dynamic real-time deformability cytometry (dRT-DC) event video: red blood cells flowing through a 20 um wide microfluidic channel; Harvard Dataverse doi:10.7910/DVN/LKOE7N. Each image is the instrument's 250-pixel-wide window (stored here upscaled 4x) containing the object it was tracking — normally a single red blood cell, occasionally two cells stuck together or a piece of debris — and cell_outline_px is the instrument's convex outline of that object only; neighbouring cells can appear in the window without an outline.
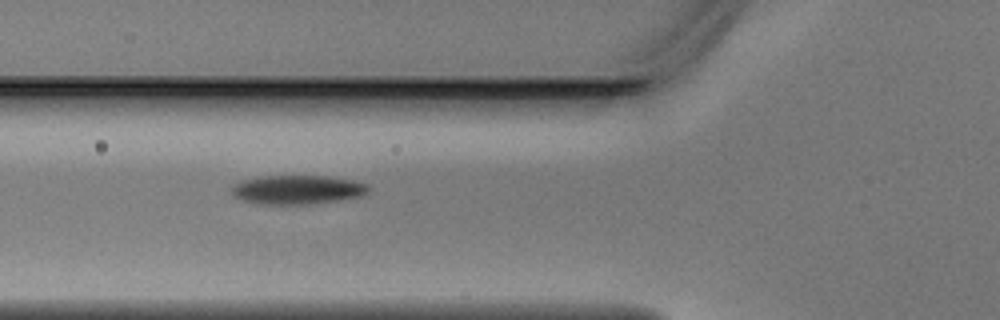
{"species": "Egyptian fruit bat (a non-hibernating species)", "species_latin": "Rousettus aegyptiacus", "temperature_condition": "warm", "stored_images_in_passage": 3, "camera_frame_rate_fps": 3000, "um_per_image_px": 0.085, "animal": {"sex": "male"}, "frame": {"image": 1, "passage_image": 3, "time_ms": 0.667, "image_size_px": [1000, 320], "cell_outline_px": [[368, 192], [360, 196], [336, 200], [308, 204], [260, 204], [240, 200], [232, 192], [232, 188], [236, 184], [244, 180], [264, 176], [324, 176], [348, 180], [368, 184]], "centroid_in_image_um": [25.26, 16.13], "position_along_channel_um": 100.5, "area_um2": 22.6}}